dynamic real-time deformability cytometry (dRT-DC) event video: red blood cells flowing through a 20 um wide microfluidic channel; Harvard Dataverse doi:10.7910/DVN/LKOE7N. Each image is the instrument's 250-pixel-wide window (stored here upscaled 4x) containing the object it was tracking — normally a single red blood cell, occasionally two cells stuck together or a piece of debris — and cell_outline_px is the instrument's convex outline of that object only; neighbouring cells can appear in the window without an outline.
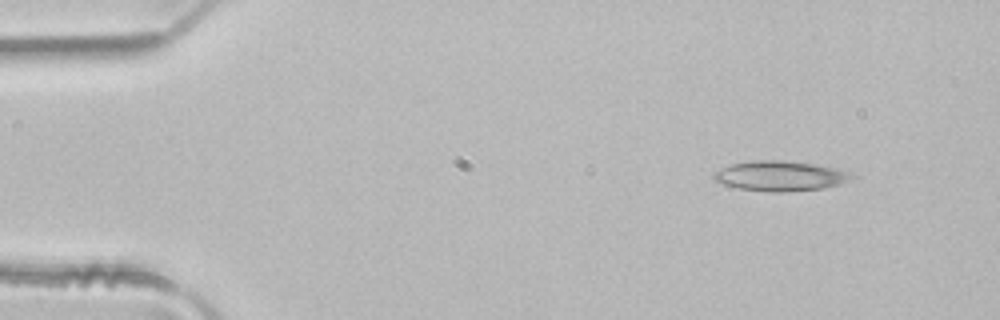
{"species": "common noctule bat (a hibernating species)", "species_latin": "Nyctalus noctula", "temperature_condition": "room temperature", "stored_images_in_passage": 4, "camera_frame_rate_fps": 3000, "um_per_image_px": 0.085, "animal": {"sex": "male", "body_mass_g": 21.5, "forearm_length_mm": 52.0}, "frame": {"image": 1, "passage_image": 4, "time_ms": 1.0, "image_size_px": [1000, 320], "cell_outline_px": [[856, 176], [840, 184], [824, 188], [784, 192], [768, 192], [740, 188], [724, 184], [716, 180], [712, 176], [716, 172], [732, 164], [752, 160], [780, 160], [812, 164], [832, 168], [848, 172]], "centroid_in_image_um": [66.33, 14.96], "position_along_channel_um": 18.7, "area_um2": 23.64}}